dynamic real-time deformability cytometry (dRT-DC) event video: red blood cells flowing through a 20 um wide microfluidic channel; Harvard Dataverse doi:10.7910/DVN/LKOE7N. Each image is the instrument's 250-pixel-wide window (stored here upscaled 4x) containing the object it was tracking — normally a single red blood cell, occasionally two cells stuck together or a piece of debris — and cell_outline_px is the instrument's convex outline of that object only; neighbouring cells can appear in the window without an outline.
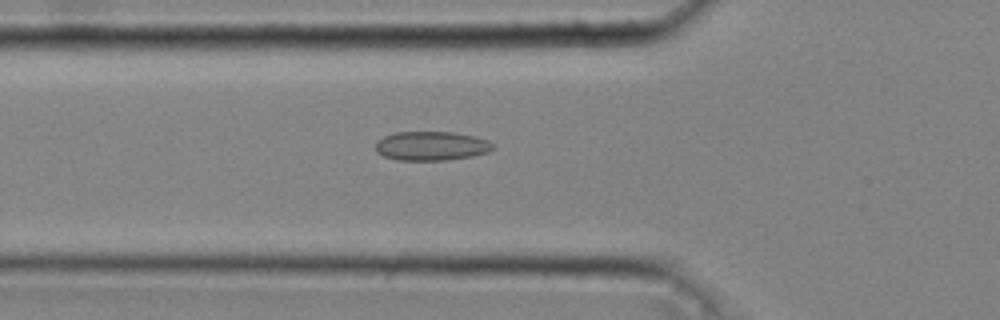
{"species": "common noctule bat (a hibernating species)", "species_latin": "Nyctalus noctula", "temperature_condition": "cold", "stored_images_in_passage": 30, "camera_frame_rate_fps": 3000, "um_per_image_px": 0.085, "animal": {"sex": "male", "body_mass_g": 20.4}, "frame": {"image": 1, "passage_image": 4, "time_ms": 1.0, "image_size_px": [1000, 320], "cell_outline_px": [[496, 148], [488, 152], [472, 156], [444, 160], [396, 160], [384, 156], [376, 152], [376, 140], [384, 136], [396, 132], [456, 132], [476, 136], [488, 140]], "centroid_in_image_um": [36.67, 12.4], "position_along_channel_um": 89.1, "area_um2": 20.06}}
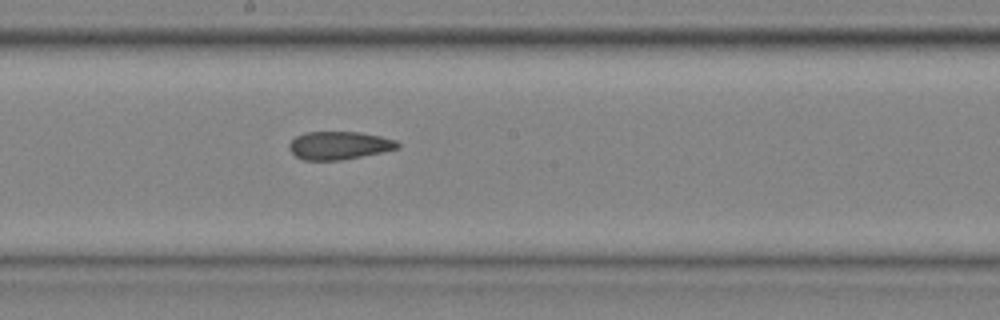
{"frame": {"image": 2, "passage_image": 13, "time_ms": 4.0, "image_size_px": [1000, 320], "cell_outline_px": [[400, 148], [340, 160], [304, 160], [296, 156], [288, 148], [288, 144], [296, 136], [304, 132], [360, 132], [380, 136], [396, 140], [400, 144]], "centroid_in_image_um": [28.81, 12.35], "position_along_channel_um": 219.4, "area_um2": 17.63}}
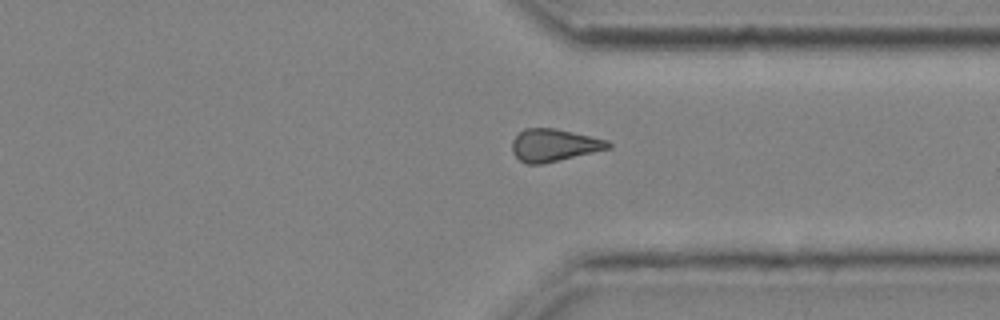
{"frame": {"image": 3, "passage_image": 23, "time_ms": 7.333, "image_size_px": [1000, 320], "cell_outline_px": [[612, 148], [544, 164], [524, 164], [512, 152], [512, 140], [524, 128], [556, 128], [608, 140], [612, 144]], "centroid_in_image_um": [47.11, 12.35], "position_along_channel_um": 364.3, "area_um2": 18.38}, "authors_computed_cell_mechanics": {"area_um2": 18.1781, "velocity_mm_per_s": 4.3345, "shape_relaxation_time_tau1_ms": null, "shape_relaxation_time_tau2_ms": 2.971, "deformation_change_tau1": null, "deformation_change_tau2": 0.1004}}